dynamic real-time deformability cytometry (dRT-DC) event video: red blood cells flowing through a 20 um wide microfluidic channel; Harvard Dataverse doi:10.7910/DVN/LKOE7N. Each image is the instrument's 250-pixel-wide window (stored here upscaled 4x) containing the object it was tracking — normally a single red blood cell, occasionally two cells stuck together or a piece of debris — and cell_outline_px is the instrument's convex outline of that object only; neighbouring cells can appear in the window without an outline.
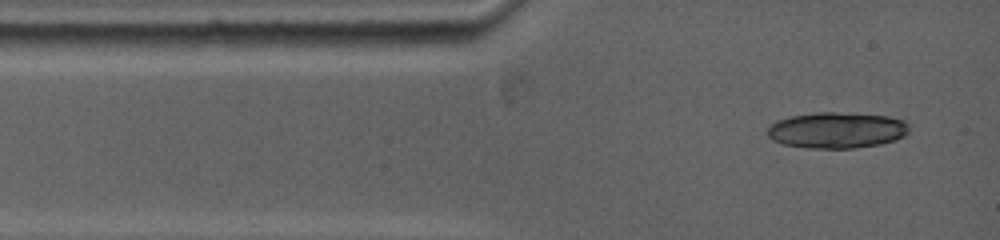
{"species": "common noctule bat (a hibernating species)", "species_latin": "Nyctalus noctula", "temperature_condition": "warm", "stored_images_in_passage": 1, "camera_frame_rate_fps": 5000, "um_per_image_px": 0.085, "animal": {"sex": "female", "body_mass_g": 19.0, "forearm_length_mm": 53.3}, "frame": {"image": 1, "passage_image": 1, "time_ms": 0.0, "image_size_px": [1000, 240], "cell_outline_px": [[908, 132], [904, 136], [896, 140], [880, 144], [856, 148], [808, 148], [784, 144], [772, 140], [768, 136], [768, 128], [776, 120], [788, 116], [820, 112], [832, 112], [888, 116], [904, 120], [908, 124]], "centroid_in_image_um": [71.13, 11.07], "position_along_channel_um": 13.9, "area_um2": 29.77}}